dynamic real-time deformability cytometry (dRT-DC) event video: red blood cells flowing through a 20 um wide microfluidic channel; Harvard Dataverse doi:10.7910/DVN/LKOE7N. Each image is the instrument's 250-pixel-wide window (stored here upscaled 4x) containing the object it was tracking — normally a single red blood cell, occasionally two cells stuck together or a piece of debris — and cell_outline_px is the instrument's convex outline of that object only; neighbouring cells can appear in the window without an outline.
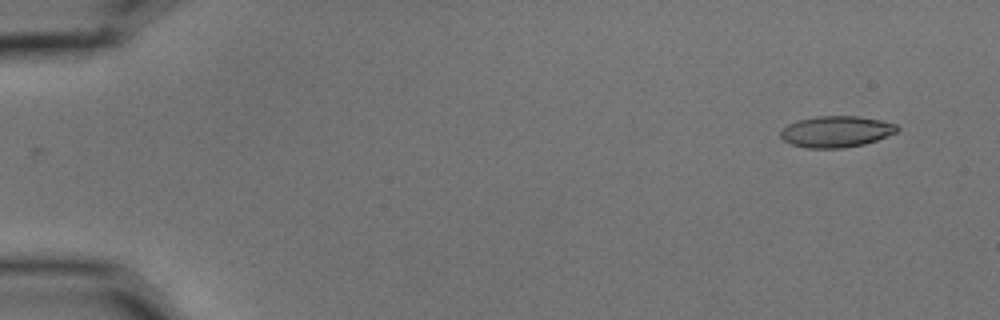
{"species": "common noctule bat (a hibernating species)", "species_latin": "Nyctalus noctula", "temperature_condition": "cold", "stored_images_in_passage": 4, "camera_frame_rate_fps": 3000, "um_per_image_px": 0.085, "animal": {"sex": "male", "body_mass_g": 15.6}, "frame": {"image": 1, "passage_image": 1, "time_ms": 0.0, "image_size_px": [1000, 320], "cell_outline_px": [[900, 128], [896, 132], [876, 140], [864, 144], [844, 148], [808, 148], [792, 144], [784, 140], [780, 136], [780, 132], [788, 124], [796, 120], [816, 116], [860, 116], [880, 120], [896, 124]], "centroid_in_image_um": [71.07, 11.18], "position_along_channel_um": 13.9, "area_um2": 21.21}}